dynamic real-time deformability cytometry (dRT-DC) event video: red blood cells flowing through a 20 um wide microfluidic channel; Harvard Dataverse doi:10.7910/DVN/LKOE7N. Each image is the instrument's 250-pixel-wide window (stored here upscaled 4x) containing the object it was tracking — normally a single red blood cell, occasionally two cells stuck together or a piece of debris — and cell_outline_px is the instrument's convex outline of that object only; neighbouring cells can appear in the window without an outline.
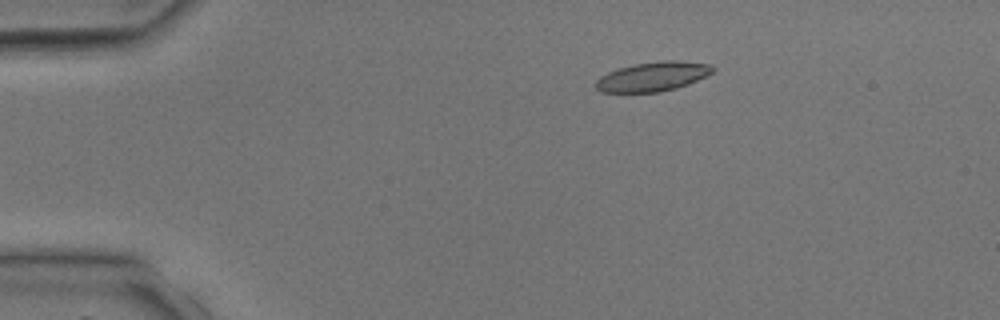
{"species": "common noctule bat (a hibernating species)", "species_latin": "Nyctalus noctula", "temperature_condition": "room temperature", "stored_images_in_passage": 3, "camera_frame_rate_fps": 3000, "um_per_image_px": 0.085, "animal": {"sex": "male", "body_mass_g": 17.9, "forearm_length_mm": 54.2}, "frame": {"image": 1, "passage_image": 2, "time_ms": 1.333, "image_size_px": [1000, 320], "cell_outline_px": [[716, 68], [712, 72], [688, 84], [676, 88], [660, 92], [600, 92], [596, 88], [596, 80], [600, 76], [608, 72], [620, 68], [636, 64], [664, 60], [680, 60], [712, 64]], "centroid_in_image_um": [55.51, 6.5], "position_along_channel_um": 29.5, "area_um2": 19.94}}